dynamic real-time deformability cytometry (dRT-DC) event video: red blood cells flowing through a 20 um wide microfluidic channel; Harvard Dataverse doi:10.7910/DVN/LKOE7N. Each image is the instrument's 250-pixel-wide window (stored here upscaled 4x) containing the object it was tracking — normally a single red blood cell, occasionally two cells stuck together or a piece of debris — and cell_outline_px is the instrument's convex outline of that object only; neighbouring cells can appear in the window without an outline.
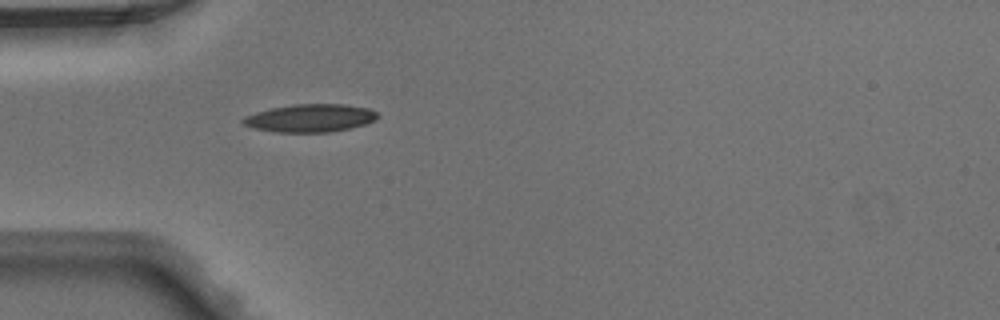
{"species": "Egyptian fruit bat (a non-hibernating species)", "species_latin": "Rousettus aegyptiacus", "temperature_condition": "warm", "stored_images_in_passage": 22, "camera_frame_rate_fps": 3000, "um_per_image_px": 0.085, "animal": {"sex": "male"}, "frame": {"image": 1, "passage_image": 1, "time_ms": 0.0, "image_size_px": [1000, 320], "cell_outline_px": [[380, 116], [376, 120], [364, 124], [348, 128], [328, 132], [276, 132], [252, 128], [244, 124], [240, 120], [244, 116], [256, 112], [272, 108], [292, 104], [344, 104], [368, 108], [376, 112]], "centroid_in_image_um": [26.35, 10.03], "position_along_channel_um": 58.7, "area_um2": 21.85}}
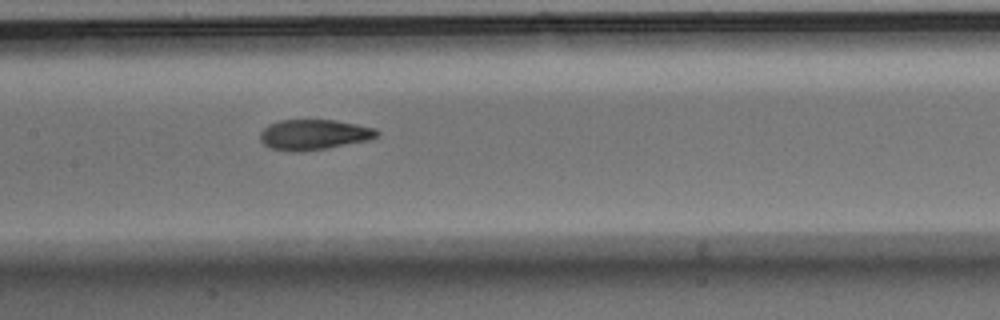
{"frame": {"image": 2, "passage_image": 10, "time_ms": 3.0, "image_size_px": [1000, 320], "cell_outline_px": [[380, 136], [368, 140], [328, 148], [304, 152], [292, 152], [268, 148], [260, 140], [260, 132], [268, 124], [280, 120], [336, 120], [376, 128], [380, 132]], "centroid_in_image_um": [26.68, 11.45], "position_along_channel_um": 180.7, "area_um2": 20.98}}
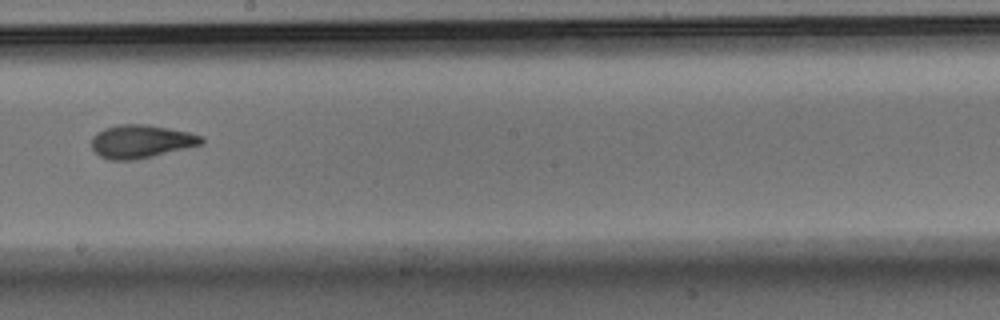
{"frame": {"image": 3, "passage_image": 14, "time_ms": 4.333, "image_size_px": [1000, 320], "cell_outline_px": [[204, 144], [152, 156], [132, 160], [108, 160], [100, 156], [92, 148], [92, 136], [96, 132], [104, 128], [120, 124], [148, 124], [188, 132], [204, 136]], "centroid_in_image_um": [11.99, 12.01], "position_along_channel_um": 236.2, "area_um2": 21.33}}